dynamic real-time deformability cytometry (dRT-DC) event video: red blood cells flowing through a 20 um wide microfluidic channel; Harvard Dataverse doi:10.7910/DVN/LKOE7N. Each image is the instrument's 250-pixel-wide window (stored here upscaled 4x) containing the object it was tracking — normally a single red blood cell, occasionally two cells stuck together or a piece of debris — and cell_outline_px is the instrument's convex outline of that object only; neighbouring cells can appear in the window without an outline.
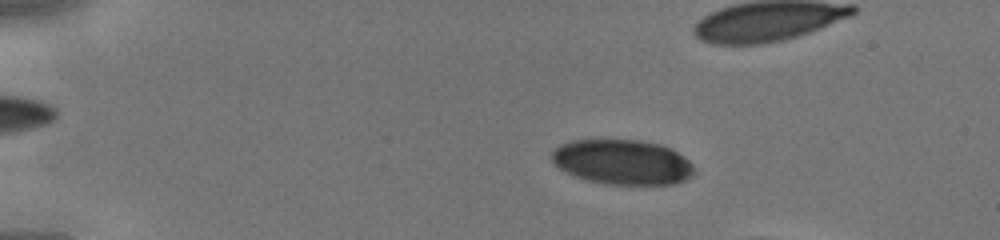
{"species": "human", "species_latin": "Homo sapiens", "temperature_condition": "cold", "stored_images_in_passage": 40, "camera_frame_rate_fps": 3000, "um_per_image_px": 0.085, "donor": {"sex": "male"}, "frame": {"image": 1, "passage_image": 9, "time_ms": 2.667, "image_size_px": [1000, 240], "cell_outline_px": [[696, 168], [692, 176], [684, 180], [672, 184], [604, 184], [588, 180], [576, 176], [560, 168], [548, 156], [560, 144], [572, 140], [640, 140], [660, 144], [672, 148], [684, 156]], "centroid_in_image_um": [52.93, 13.77], "position_along_channel_um": 32.1, "area_um2": 37.34}}
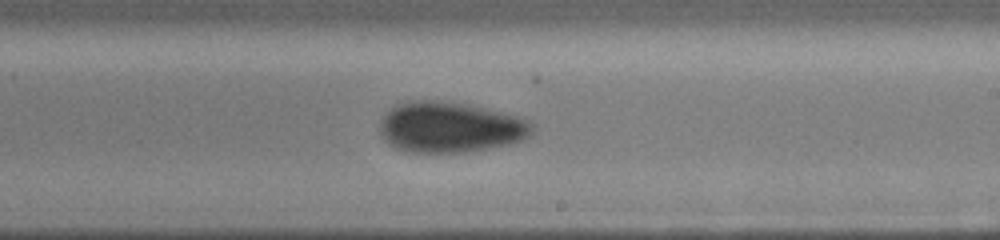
{"frame": {"image": 2, "passage_image": 28, "time_ms": 9.0, "image_size_px": [1000, 240], "cell_outline_px": [[532, 132], [528, 136], [520, 140], [508, 144], [464, 152], [408, 152], [396, 148], [388, 144], [380, 136], [380, 120], [396, 104], [412, 100], [432, 100], [468, 104], [520, 116], [528, 120], [532, 124]], "centroid_in_image_um": [38.23, 10.81], "position_along_channel_um": 250.8, "area_um2": 44.85}}
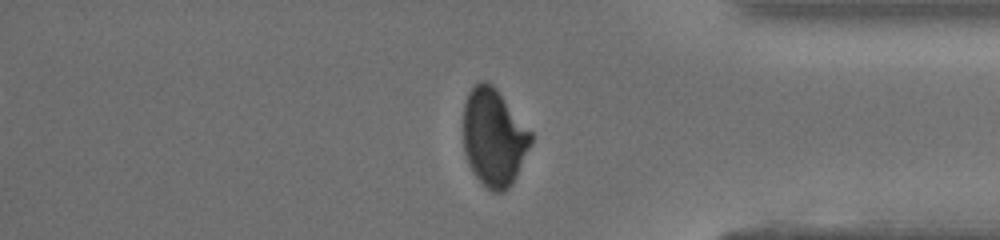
{"frame": {"image": 3, "passage_image": 38, "time_ms": 12.333, "image_size_px": [1000, 240], "cell_outline_px": [[532, 144], [512, 184], [504, 192], [492, 192], [472, 172], [468, 164], [464, 152], [464, 104], [468, 92], [480, 80], [484, 80], [492, 84], [496, 88], [532, 132]], "centroid_in_image_um": [41.98, 11.68], "position_along_channel_um": 393.2, "area_um2": 38.49}}